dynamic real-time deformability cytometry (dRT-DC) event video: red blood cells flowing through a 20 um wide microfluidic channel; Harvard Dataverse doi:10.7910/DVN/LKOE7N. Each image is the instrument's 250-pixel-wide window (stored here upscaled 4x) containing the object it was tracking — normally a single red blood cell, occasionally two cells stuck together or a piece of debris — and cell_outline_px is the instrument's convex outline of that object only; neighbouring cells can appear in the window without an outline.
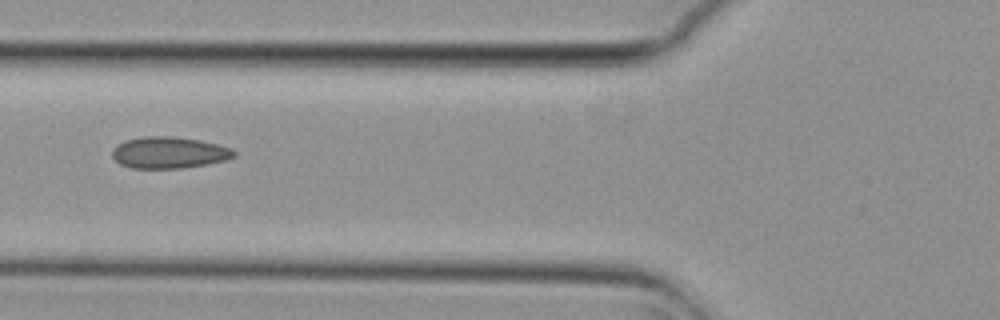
{"species": "common noctule bat (a hibernating species)", "species_latin": "Nyctalus noctula", "temperature_condition": "cold", "stored_images_in_passage": 2, "camera_frame_rate_fps": 3000, "um_per_image_px": 0.085, "animal": {"sex": "female", "body_mass_g": 29.2, "forearm_length_mm": 56.3}, "frame": {"image": 1, "passage_image": 2, "time_ms": 0.333, "image_size_px": [1000, 320], "cell_outline_px": [[236, 156], [228, 160], [208, 164], [184, 168], [132, 168], [120, 164], [112, 156], [112, 148], [116, 144], [124, 140], [144, 136], [172, 136], [200, 140], [232, 148], [236, 152]], "centroid_in_image_um": [14.37, 12.97], "position_along_channel_um": 111.4, "area_um2": 22.66}}